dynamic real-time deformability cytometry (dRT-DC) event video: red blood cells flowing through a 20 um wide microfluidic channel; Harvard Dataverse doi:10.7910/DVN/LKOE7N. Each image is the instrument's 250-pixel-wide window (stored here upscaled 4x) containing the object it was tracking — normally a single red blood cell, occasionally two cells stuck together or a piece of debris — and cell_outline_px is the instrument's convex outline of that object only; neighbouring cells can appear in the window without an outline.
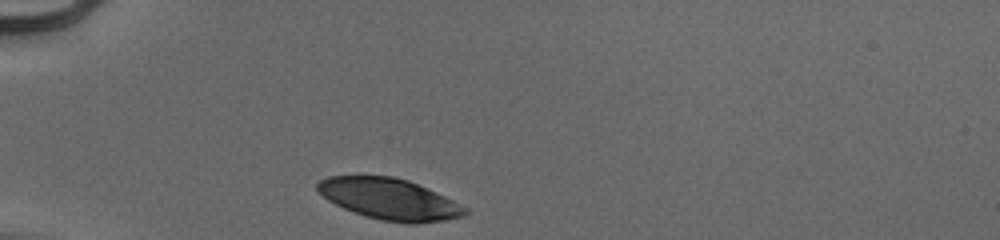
{"species": "human", "species_latin": "Homo sapiens", "temperature_condition": "cold", "stored_images_in_passage": 30, "camera_frame_rate_fps": 3000, "um_per_image_px": 0.085, "donor": {"sex": "male"}, "frame": {"image": 1, "passage_image": 1, "time_ms": 0.0, "image_size_px": [1000, 240], "cell_outline_px": [[468, 212], [460, 216], [444, 220], [416, 224], [408, 224], [380, 220], [352, 212], [328, 200], [316, 188], [316, 184], [320, 180], [328, 176], [392, 176], [408, 180], [444, 196], [468, 208]], "centroid_in_image_um": [33.08, 16.93], "position_along_channel_um": 51.9, "area_um2": 35.14}}
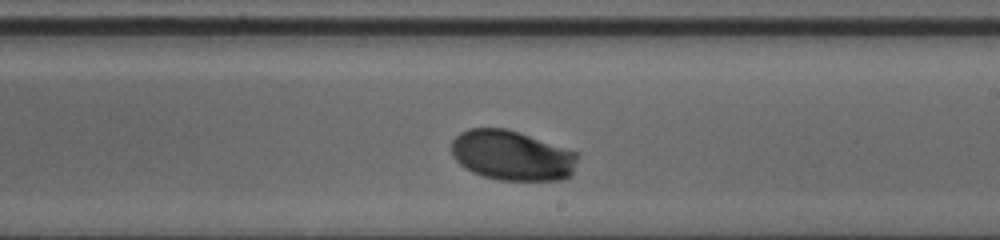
{"frame": {"image": 2, "passage_image": 18, "time_ms": 5.667, "image_size_px": [1000, 240], "cell_outline_px": [[580, 156], [572, 176], [564, 180], [500, 180], [484, 176], [472, 172], [464, 168], [452, 156], [452, 140], [460, 132], [468, 128], [504, 128], [520, 132], [580, 152]], "centroid_in_image_um": [43.58, 13.21], "position_along_channel_um": 245.4, "area_um2": 37.4}}
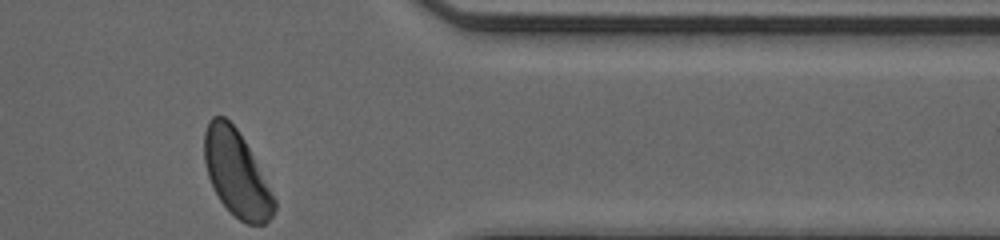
{"frame": {"image": 3, "passage_image": 30, "time_ms": 9.667, "image_size_px": [1000, 240], "cell_outline_px": [[276, 208], [272, 216], [264, 224], [248, 224], [240, 220], [220, 200], [208, 176], [204, 160], [204, 132], [208, 120], [212, 116], [224, 116], [236, 128], [244, 140], [276, 200]], "centroid_in_image_um": [20.09, 14.73], "position_along_channel_um": 391.3, "area_um2": 34.33}, "authors_computed_cell_mechanics": {"area_um2": 36.703, "velocity_mm_per_s": 3.8919, "shape_relaxation_time_tau1_ms": 1.8626, "shape_relaxation_time_tau2_ms": null, "deformation_change_tau1": 0.1184, "deformation_change_tau2": null}}